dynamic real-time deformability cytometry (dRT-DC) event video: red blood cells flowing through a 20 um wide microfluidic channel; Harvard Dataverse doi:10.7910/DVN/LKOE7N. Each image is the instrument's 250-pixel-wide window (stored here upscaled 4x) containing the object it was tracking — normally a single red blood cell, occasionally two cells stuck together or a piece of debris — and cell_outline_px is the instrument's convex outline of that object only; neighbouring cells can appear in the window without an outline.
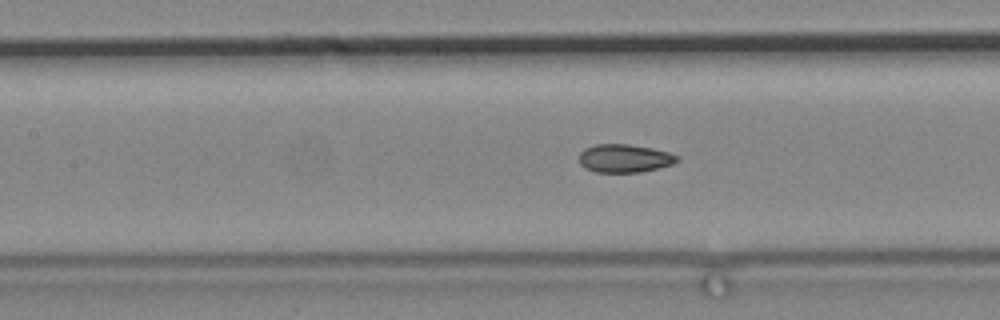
{"species": "common noctule bat (a hibernating species)", "species_latin": "Nyctalus noctula", "temperature_condition": "cold", "stored_images_in_passage": 55, "camera_frame_rate_fps": 3000, "um_per_image_px": 0.085, "animal": {"sex": "male", "body_mass_g": 19.2, "forearm_length_mm": 51.8}, "frame": {"image": 1, "passage_image": 24, "time_ms": 7.667, "image_size_px": [1000, 320], "cell_outline_px": [[680, 160], [672, 164], [640, 172], [596, 172], [584, 168], [580, 164], [580, 152], [584, 148], [596, 144], [628, 144], [652, 148], [668, 152], [680, 156]], "centroid_in_image_um": [53.08, 13.45], "position_along_channel_um": 154.3, "area_um2": 16.13}}
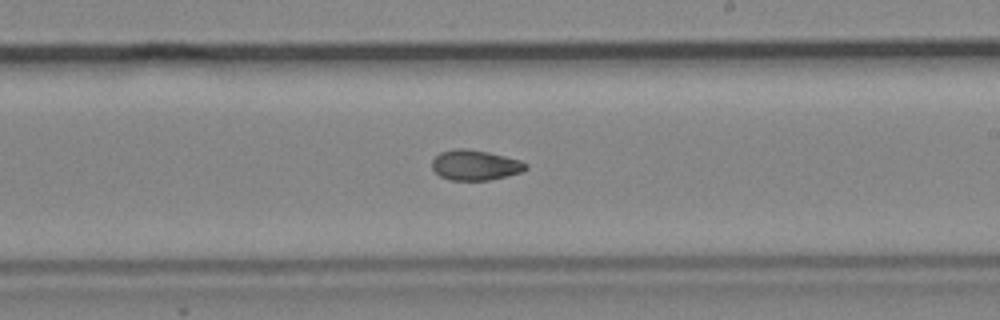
{"frame": {"image": 2, "passage_image": 33, "time_ms": 10.667, "image_size_px": [1000, 320], "cell_outline_px": [[528, 168], [524, 172], [488, 180], [452, 180], [440, 176], [432, 168], [432, 160], [440, 152], [456, 148], [468, 148], [488, 152], [520, 160], [528, 164]], "centroid_in_image_um": [40.41, 14.03], "position_along_channel_um": 248.6, "area_um2": 16.59}}
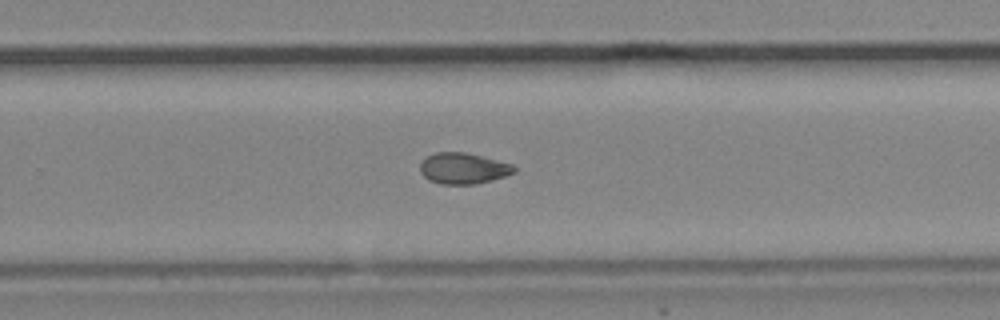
{"frame": {"image": 3, "passage_image": 37, "time_ms": 12.0, "image_size_px": [1000, 320], "cell_outline_px": [[516, 172], [492, 180], [476, 184], [440, 184], [428, 180], [420, 172], [420, 160], [436, 152], [464, 152], [512, 164], [516, 168]], "centroid_in_image_um": [39.34, 14.32], "position_along_channel_um": 290.5, "area_um2": 16.99}}